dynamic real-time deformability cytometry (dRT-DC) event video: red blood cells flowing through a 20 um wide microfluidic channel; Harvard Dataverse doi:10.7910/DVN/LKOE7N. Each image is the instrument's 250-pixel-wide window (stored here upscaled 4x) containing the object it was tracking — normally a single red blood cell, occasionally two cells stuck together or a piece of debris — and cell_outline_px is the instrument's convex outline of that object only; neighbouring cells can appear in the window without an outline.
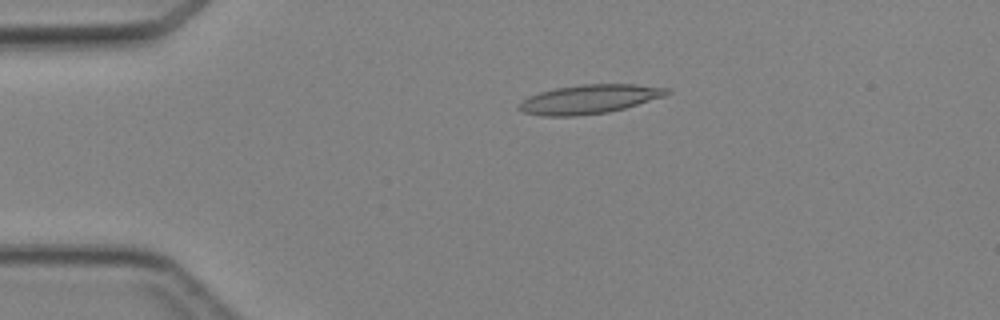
{"species": "Egyptian fruit bat (a non-hibernating species)", "species_latin": "Rousettus aegyptiacus", "temperature_condition": "cold", "stored_images_in_passage": 46, "camera_frame_rate_fps": 3000, "um_per_image_px": 0.085, "animal": {"sex": "female"}, "frame": {"image": 1, "passage_image": 10, "time_ms": 3.0, "image_size_px": [1000, 320], "cell_outline_px": [[672, 92], [664, 96], [624, 108], [608, 112], [576, 116], [540, 116], [524, 112], [516, 108], [520, 100], [528, 96], [540, 92], [556, 88], [584, 84], [636, 84], [668, 88]], "centroid_in_image_um": [50.05, 8.43], "position_along_channel_um": 35.0, "area_um2": 25.03}}
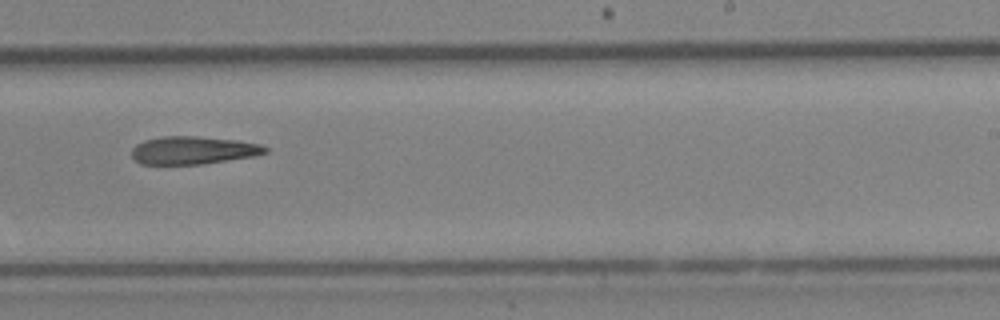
{"frame": {"image": 2, "passage_image": 29, "time_ms": 9.333, "image_size_px": [1000, 320], "cell_outline_px": [[268, 152], [256, 156], [200, 164], [140, 164], [132, 156], [132, 148], [136, 144], [144, 140], [164, 136], [196, 136], [236, 140], [260, 144], [268, 148]], "centroid_in_image_um": [16.42, 12.77], "position_along_channel_um": 272.6, "area_um2": 21.68}}
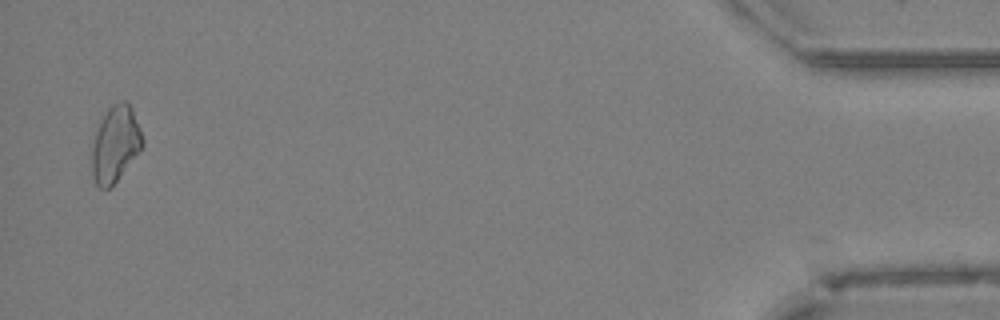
{"frame": {"image": 3, "passage_image": 45, "time_ms": 14.667, "image_size_px": [1000, 320], "cell_outline_px": [[144, 144], [140, 152], [116, 180], [108, 188], [100, 188], [96, 184], [92, 176], [92, 144], [96, 132], [108, 108], [112, 104], [120, 100], [128, 100], [132, 108], [140, 128], [144, 140]], "centroid_in_image_um": [9.82, 12.22], "position_along_channel_um": 425.4, "area_um2": 22.31}}